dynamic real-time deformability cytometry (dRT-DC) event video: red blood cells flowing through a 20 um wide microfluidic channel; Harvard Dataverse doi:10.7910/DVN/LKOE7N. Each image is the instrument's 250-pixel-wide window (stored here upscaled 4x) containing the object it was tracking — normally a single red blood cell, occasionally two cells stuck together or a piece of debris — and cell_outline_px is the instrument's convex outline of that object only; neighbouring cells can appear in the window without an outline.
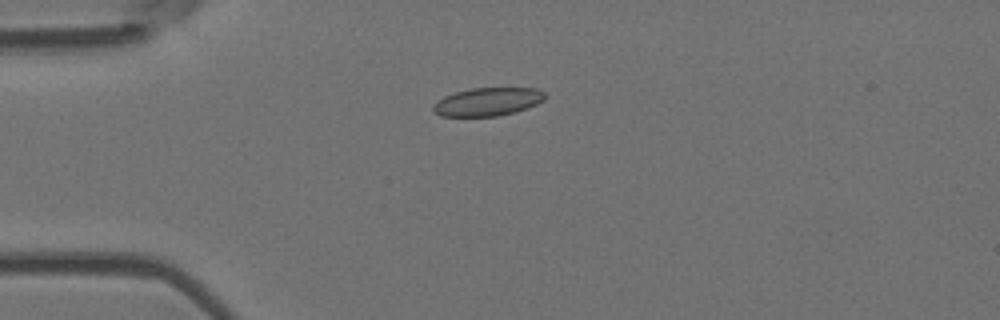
{"species": "Egyptian fruit bat (a non-hibernating species)", "species_latin": "Rousettus aegyptiacus", "temperature_condition": "room temperature", "stored_images_in_passage": 21, "camera_frame_rate_fps": 3000, "um_per_image_px": 0.085, "animal": {"sex": "female"}, "frame": {"image": 1, "passage_image": 1, "time_ms": 0.0, "image_size_px": [1000, 320], "cell_outline_px": [[544, 100], [528, 108], [516, 112], [496, 116], [440, 116], [432, 108], [436, 100], [444, 96], [456, 92], [472, 88], [536, 88], [544, 92]], "centroid_in_image_um": [41.45, 8.65], "position_along_channel_um": 43.6, "area_um2": 18.32}}
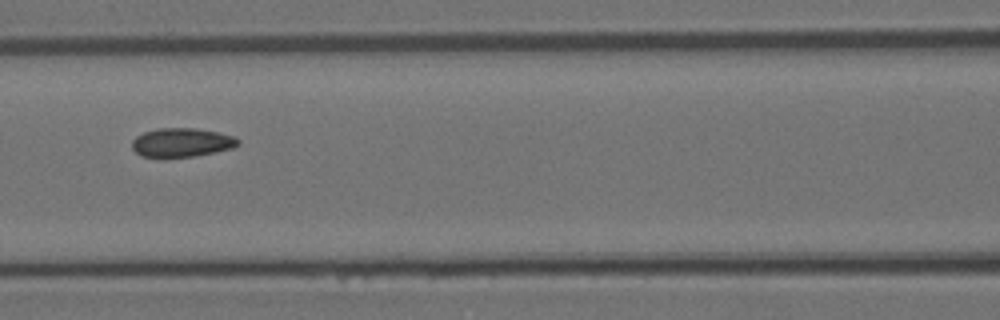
{"frame": {"image": 2, "passage_image": 11, "time_ms": 3.333, "image_size_px": [1000, 320], "cell_outline_px": [[240, 144], [232, 148], [192, 156], [140, 156], [132, 148], [132, 140], [136, 136], [144, 132], [156, 128], [196, 128], [236, 136], [240, 140]], "centroid_in_image_um": [15.45, 12.09], "position_along_channel_um": 151.1, "area_um2": 17.63}}
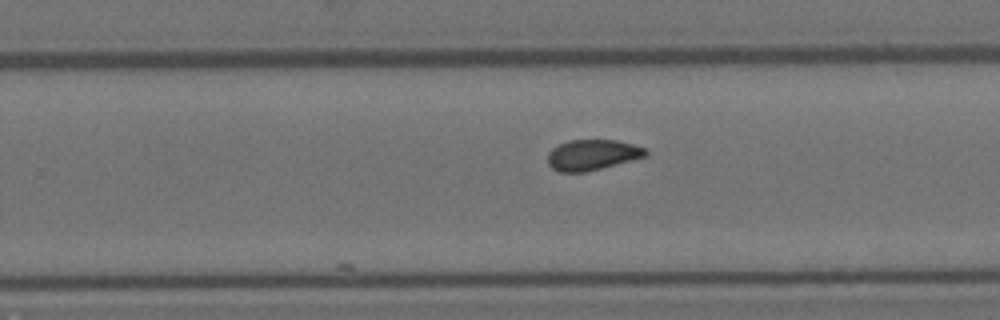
{"frame": {"image": 3, "passage_image": 21, "time_ms": 6.667, "image_size_px": [1000, 320], "cell_outline_px": [[648, 156], [584, 172], [560, 172], [552, 168], [548, 164], [548, 152], [552, 148], [560, 144], [572, 140], [616, 140], [632, 144], [644, 148], [648, 152]], "centroid_in_image_um": [50.34, 13.16], "position_along_channel_um": 279.5, "area_um2": 17.28}}